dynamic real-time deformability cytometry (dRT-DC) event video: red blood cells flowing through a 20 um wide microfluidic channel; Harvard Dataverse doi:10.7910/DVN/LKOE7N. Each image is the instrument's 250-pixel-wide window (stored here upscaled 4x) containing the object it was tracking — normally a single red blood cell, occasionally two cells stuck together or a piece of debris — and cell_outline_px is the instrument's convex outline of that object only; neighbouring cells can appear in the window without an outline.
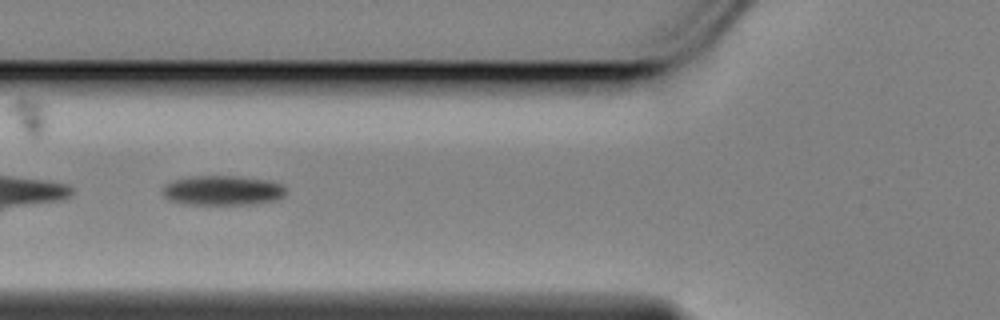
{"species": "Egyptian fruit bat (a non-hibernating species)", "species_latin": "Rousettus aegyptiacus", "temperature_condition": "cold", "stored_images_in_passage": 40, "camera_frame_rate_fps": 3000, "um_per_image_px": 0.085, "animal": {"sex": "female"}, "frame": {"image": 1, "passage_image": 4, "time_ms": 1.0, "image_size_px": [1000, 320], "cell_outline_px": [[284, 196], [276, 200], [252, 204], [188, 204], [168, 200], [164, 196], [164, 188], [172, 180], [196, 176], [236, 176], [264, 180], [280, 184], [284, 188]], "centroid_in_image_um": [18.91, 16.19], "position_along_channel_um": 106.9, "area_um2": 20.92}}
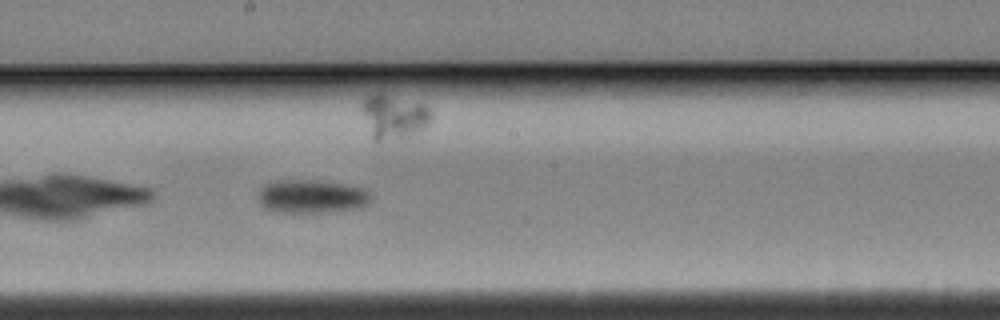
{"frame": {"image": 2, "passage_image": 14, "time_ms": 4.333, "image_size_px": [1000, 320], "cell_outline_px": [[372, 196], [368, 204], [360, 208], [324, 212], [276, 212], [264, 208], [260, 204], [260, 188], [264, 184], [280, 180], [316, 180], [344, 184], [360, 188], [368, 192]], "centroid_in_image_um": [26.48, 16.7], "position_along_channel_um": 221.7, "area_um2": 21.85}}
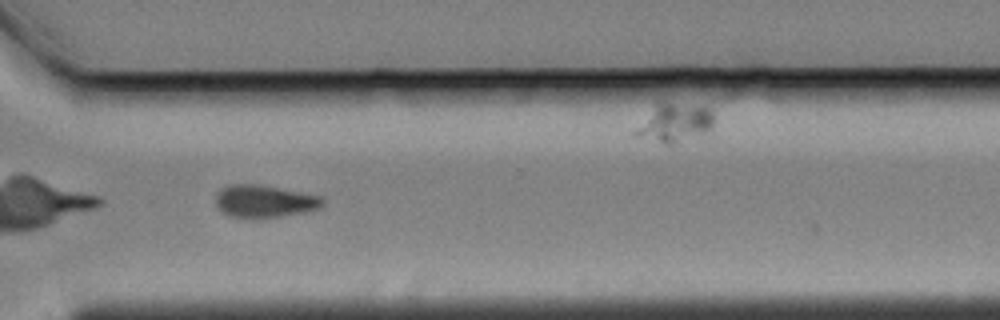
{"frame": {"image": 3, "passage_image": 25, "time_ms": 8.0, "image_size_px": [1000, 320], "cell_outline_px": [[324, 204], [320, 208], [304, 212], [260, 220], [252, 220], [228, 216], [216, 204], [216, 196], [224, 188], [232, 184], [256, 184], [320, 196], [324, 200]], "centroid_in_image_um": [22.48, 17.15], "position_along_channel_um": 348.1, "area_um2": 20.29}}